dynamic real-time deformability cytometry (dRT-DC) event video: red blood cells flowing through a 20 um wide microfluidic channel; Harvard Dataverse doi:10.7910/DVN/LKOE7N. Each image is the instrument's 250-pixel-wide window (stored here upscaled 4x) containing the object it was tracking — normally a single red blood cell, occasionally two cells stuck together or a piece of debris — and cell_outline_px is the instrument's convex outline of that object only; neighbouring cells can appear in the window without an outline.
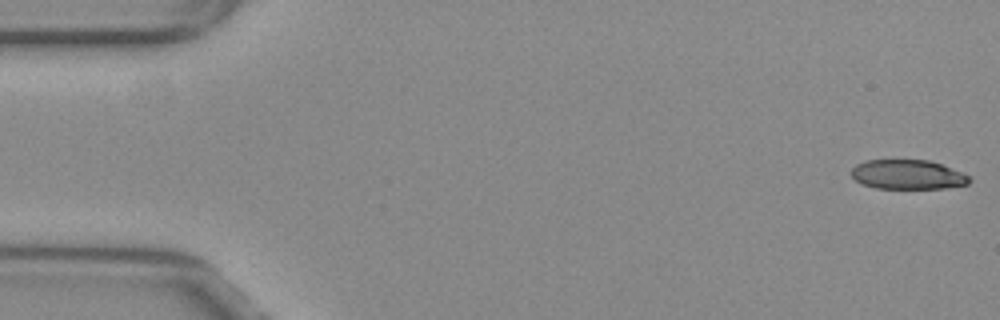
{"species": "common noctule bat (a hibernating species)", "species_latin": "Nyctalus noctula", "temperature_condition": "warm", "stored_images_in_passage": 16, "camera_frame_rate_fps": 3000, "um_per_image_px": 0.085, "animal": {"sex": "female", "body_mass_g": 29.2, "forearm_length_mm": 56.3}, "frame": {"image": 1, "passage_image": 1, "time_ms": 0.0, "image_size_px": [1000, 320], "cell_outline_px": [[972, 180], [968, 184], [944, 188], [876, 188], [860, 184], [852, 176], [852, 168], [856, 164], [864, 160], [928, 160], [940, 164], [960, 172], [968, 176]], "centroid_in_image_um": [77.11, 14.84], "position_along_channel_um": 7.9, "area_um2": 20.11}}